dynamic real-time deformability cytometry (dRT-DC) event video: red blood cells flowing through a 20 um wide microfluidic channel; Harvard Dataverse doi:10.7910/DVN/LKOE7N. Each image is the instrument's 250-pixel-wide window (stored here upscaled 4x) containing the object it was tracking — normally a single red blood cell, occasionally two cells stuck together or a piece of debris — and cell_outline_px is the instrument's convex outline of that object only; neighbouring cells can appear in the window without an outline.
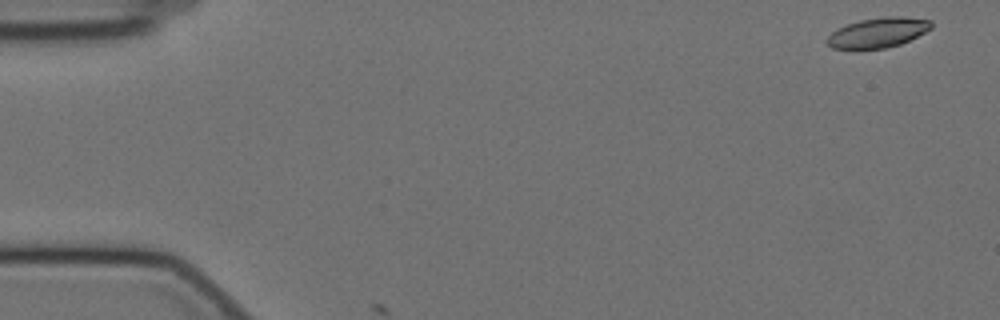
{"species": "Egyptian fruit bat (a non-hibernating species)", "species_latin": "Rousettus aegyptiacus", "temperature_condition": "cold", "stored_images_in_passage": 3, "camera_frame_rate_fps": 3000, "um_per_image_px": 0.085, "animal": {"sex": "female"}, "frame": {"image": 1, "passage_image": 1, "time_ms": 0.0, "image_size_px": [1000, 320], "cell_outline_px": [[932, 28], [900, 44], [884, 48], [832, 48], [824, 40], [836, 28], [860, 20], [884, 16], [904, 16], [932, 20]], "centroid_in_image_um": [74.62, 2.75], "position_along_channel_um": 10.4, "area_um2": 18.03}}